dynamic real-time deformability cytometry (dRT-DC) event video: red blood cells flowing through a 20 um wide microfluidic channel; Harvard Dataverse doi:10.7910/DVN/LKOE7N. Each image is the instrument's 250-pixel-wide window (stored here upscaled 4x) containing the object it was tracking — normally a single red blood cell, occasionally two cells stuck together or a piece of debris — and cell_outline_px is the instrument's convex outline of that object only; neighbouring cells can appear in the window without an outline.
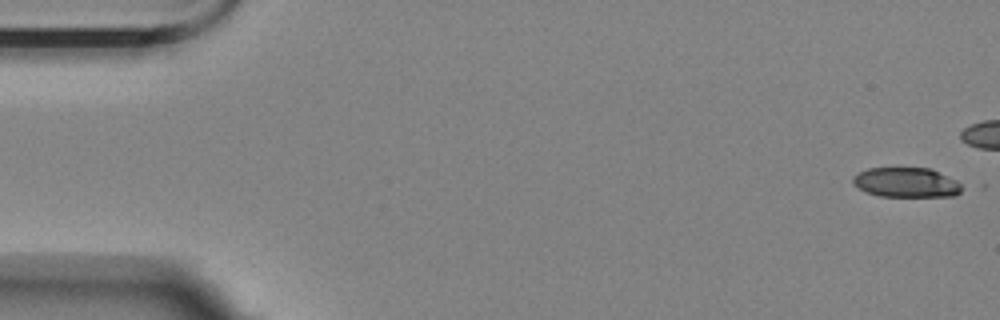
{"species": "Egyptian fruit bat (a non-hibernating species)", "species_latin": "Rousettus aegyptiacus", "temperature_condition": "room temperature", "stored_images_in_passage": 10, "camera_frame_rate_fps": 3000, "um_per_image_px": 0.085, "animal": {"sex": "female"}, "frame": {"image": 1, "passage_image": 1, "time_ms": 0.0, "image_size_px": [1000, 320], "cell_outline_px": [[964, 184], [960, 192], [956, 196], [880, 196], [864, 192], [852, 184], [852, 176], [868, 168], [932, 168]], "centroid_in_image_um": [77.04, 15.51], "position_along_channel_um": 8.0, "area_um2": 19.13}}
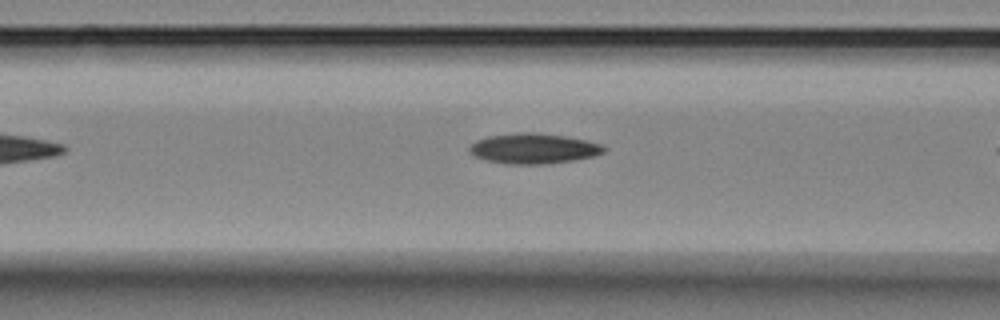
{"frame": {"image": 2, "passage_image": 9, "time_ms": 10.0, "image_size_px": [1000, 320], "cell_outline_px": [[608, 148], [604, 152], [592, 156], [572, 160], [548, 164], [508, 164], [488, 160], [472, 156], [468, 152], [468, 148], [476, 140], [488, 136], [520, 132], [536, 132], [564, 136], [604, 144]], "centroid_in_image_um": [45.34, 12.62], "position_along_channel_um": 121.3, "area_um2": 23.81}}